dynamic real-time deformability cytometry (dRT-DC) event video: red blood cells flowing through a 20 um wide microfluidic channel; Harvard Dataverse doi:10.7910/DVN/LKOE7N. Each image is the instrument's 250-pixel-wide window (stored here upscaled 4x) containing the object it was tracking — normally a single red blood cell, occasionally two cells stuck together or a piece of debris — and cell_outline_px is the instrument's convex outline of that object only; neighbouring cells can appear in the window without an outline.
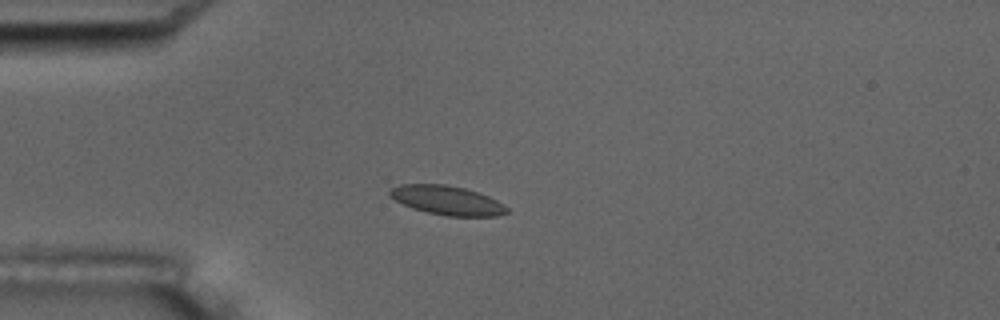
{"species": "common noctule bat (a hibernating species)", "species_latin": "Nyctalus noctula", "temperature_condition": "room temperature", "stored_images_in_passage": 13, "camera_frame_rate_fps": 3000, "um_per_image_px": 0.085, "animal": {"sex": "male", "body_mass_g": 17.5, "forearm_length_mm": 52.3}, "frame": {"image": 1, "passage_image": 1, "time_ms": 0.0, "image_size_px": [1000, 320], "cell_outline_px": [[508, 212], [500, 216], [448, 216], [428, 212], [412, 208], [388, 196], [388, 192], [392, 188], [400, 184], [444, 184], [464, 188], [488, 196], [504, 204], [508, 208]], "centroid_in_image_um": [38.01, 17.03], "position_along_channel_um": 47.0, "area_um2": 19.77}, "authors_computed_cell_mechanics": {"area_um2": 19.2474, "velocity_mm_per_s": 3.4807, "shape_relaxation_time_tau1_ms": 4.8035, "shape_relaxation_time_tau2_ms": 1.9603, "deformation_change_tau1": 0.0705, "deformation_change_tau2": 0.0558}}